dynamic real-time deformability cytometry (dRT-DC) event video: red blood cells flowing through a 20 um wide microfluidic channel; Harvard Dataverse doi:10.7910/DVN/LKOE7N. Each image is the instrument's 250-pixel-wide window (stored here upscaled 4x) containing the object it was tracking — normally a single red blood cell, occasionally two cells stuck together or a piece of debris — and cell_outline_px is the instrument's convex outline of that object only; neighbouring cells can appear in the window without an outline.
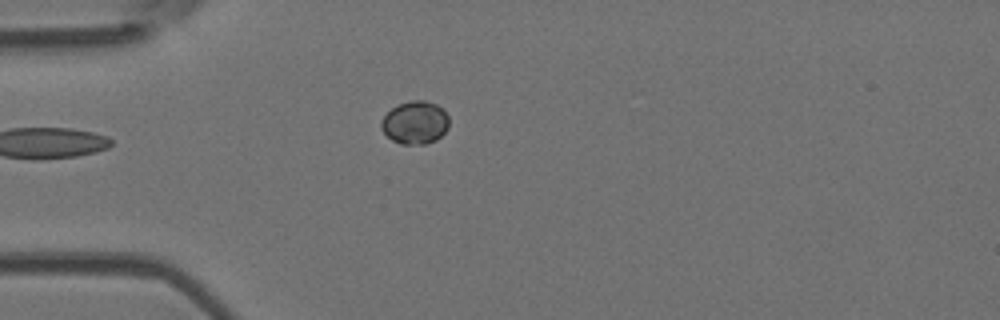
{"species": "Egyptian fruit bat (a non-hibernating species)", "species_latin": "Rousettus aegyptiacus", "temperature_condition": "room temperature", "stored_images_in_passage": 6, "camera_frame_rate_fps": 3000, "um_per_image_px": 0.085, "animal": {"sex": "female"}, "frame": {"image": 1, "passage_image": 1, "time_ms": 0.0, "image_size_px": [1000, 320], "cell_outline_px": [[448, 128], [436, 140], [424, 144], [400, 144], [392, 140], [380, 128], [380, 120], [392, 108], [400, 104], [412, 100], [424, 100], [436, 104], [448, 116]], "centroid_in_image_um": [35.26, 10.43], "position_along_channel_um": 49.7, "area_um2": 16.82}}
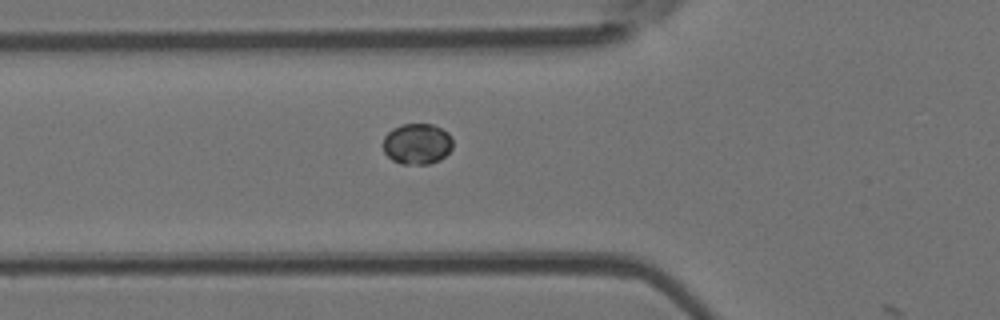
{"frame": {"image": 2, "passage_image": 5, "time_ms": 1.333, "image_size_px": [1000, 320], "cell_outline_px": [[452, 148], [440, 160], [428, 164], [400, 164], [392, 160], [384, 152], [384, 136], [392, 128], [404, 124], [432, 124], [448, 132], [452, 140]], "centroid_in_image_um": [35.45, 12.23], "position_along_channel_um": 90.4, "area_um2": 16.59}}